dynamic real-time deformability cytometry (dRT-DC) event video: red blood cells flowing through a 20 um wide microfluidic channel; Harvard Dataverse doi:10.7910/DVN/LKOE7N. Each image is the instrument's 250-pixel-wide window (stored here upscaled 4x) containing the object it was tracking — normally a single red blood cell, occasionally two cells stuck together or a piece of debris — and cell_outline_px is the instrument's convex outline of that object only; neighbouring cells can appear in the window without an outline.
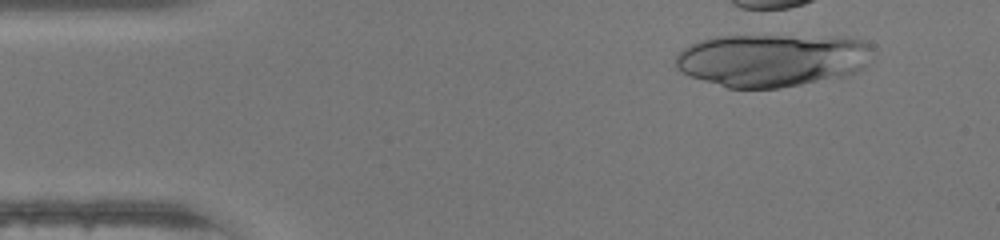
{"species": "human", "species_latin": "Homo sapiens", "temperature_condition": "warm", "stored_images_in_passage": 6, "camera_frame_rate_fps": 3000, "um_per_image_px": 0.085, "donor": {"sex": "female"}, "frame": {"image": 1, "passage_image": 4, "time_ms": 1.0, "image_size_px": [1000, 240], "cell_outline_px": [[876, 48], [864, 68], [856, 72], [844, 76], [780, 88], [728, 88], [688, 76], [676, 68], [676, 56], [684, 48], [700, 40], [716, 36], [832, 36], [864, 40], [872, 44]], "centroid_in_image_um": [65.68, 5.1], "position_along_channel_um": 19.3, "area_um2": 61.21}}